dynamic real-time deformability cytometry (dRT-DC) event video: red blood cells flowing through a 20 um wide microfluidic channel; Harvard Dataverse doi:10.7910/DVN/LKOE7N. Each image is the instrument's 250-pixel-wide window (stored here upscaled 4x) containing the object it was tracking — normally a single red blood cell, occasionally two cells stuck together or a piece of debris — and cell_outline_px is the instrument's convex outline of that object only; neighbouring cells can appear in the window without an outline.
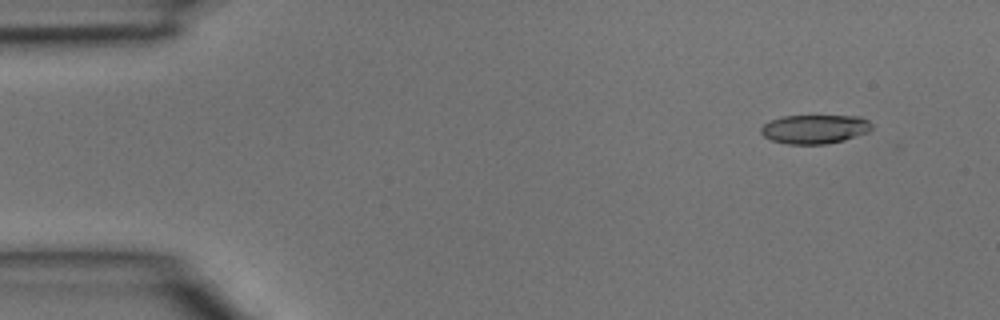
{"species": "common noctule bat (a hibernating species)", "species_latin": "Nyctalus noctula", "temperature_condition": "room temperature", "stored_images_in_passage": 3, "camera_frame_rate_fps": 3000, "um_per_image_px": 0.085, "animal": {"sex": "male", "body_mass_g": 15.6}, "frame": {"image": 1, "passage_image": 1, "time_ms": 0.0, "image_size_px": [1000, 320], "cell_outline_px": [[872, 128], [868, 132], [844, 140], [824, 144], [788, 144], [772, 140], [764, 136], [760, 132], [760, 128], [764, 124], [772, 120], [784, 116], [860, 116], [868, 120], [872, 124]], "centroid_in_image_um": [69.27, 10.97], "position_along_channel_um": 15.7, "area_um2": 18.61}}